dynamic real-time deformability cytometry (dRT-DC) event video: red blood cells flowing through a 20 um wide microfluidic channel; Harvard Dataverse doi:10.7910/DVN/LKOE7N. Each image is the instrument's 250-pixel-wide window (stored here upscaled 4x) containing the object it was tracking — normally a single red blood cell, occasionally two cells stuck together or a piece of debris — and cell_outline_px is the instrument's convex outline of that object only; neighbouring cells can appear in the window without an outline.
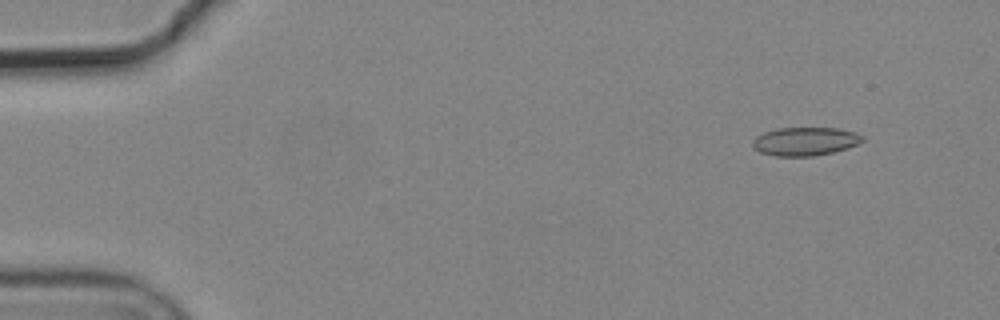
{"species": "common noctule bat (a hibernating species)", "species_latin": "Nyctalus noctula", "temperature_condition": "cold", "stored_images_in_passage": 4, "camera_frame_rate_fps": 3000, "um_per_image_px": 0.085, "animal": {"sex": "male", "body_mass_g": 19.2, "forearm_length_mm": 51.8}, "frame": {"image": 1, "passage_image": 2, "time_ms": 0.333, "image_size_px": [1000, 320], "cell_outline_px": [[864, 140], [848, 148], [832, 152], [812, 156], [776, 156], [760, 152], [752, 148], [752, 140], [756, 136], [764, 132], [776, 128], [836, 128], [856, 132], [864, 136]], "centroid_in_image_um": [68.41, 12.01], "position_along_channel_um": 16.6, "area_um2": 18.26}}
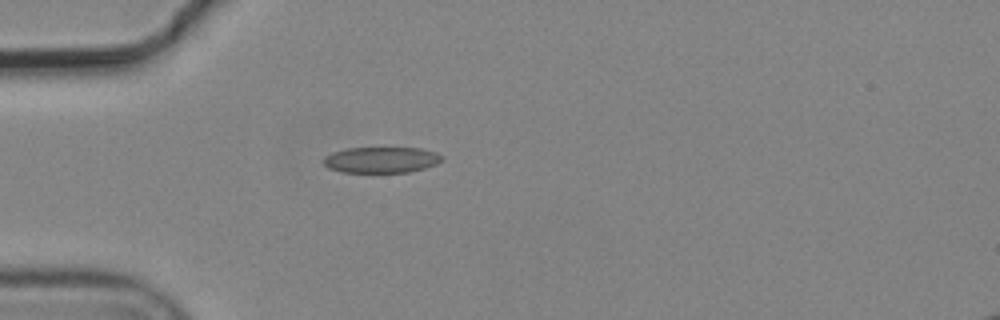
{"frame": {"image": 2, "passage_image": 4, "time_ms": 1.0, "image_size_px": [1000, 320], "cell_outline_px": [[444, 160], [436, 164], [424, 168], [408, 172], [340, 172], [328, 168], [324, 164], [324, 156], [332, 152], [344, 148], [420, 148], [436, 152], [444, 156]], "centroid_in_image_um": [32.41, 13.58], "position_along_channel_um": 52.6, "area_um2": 18.03}}